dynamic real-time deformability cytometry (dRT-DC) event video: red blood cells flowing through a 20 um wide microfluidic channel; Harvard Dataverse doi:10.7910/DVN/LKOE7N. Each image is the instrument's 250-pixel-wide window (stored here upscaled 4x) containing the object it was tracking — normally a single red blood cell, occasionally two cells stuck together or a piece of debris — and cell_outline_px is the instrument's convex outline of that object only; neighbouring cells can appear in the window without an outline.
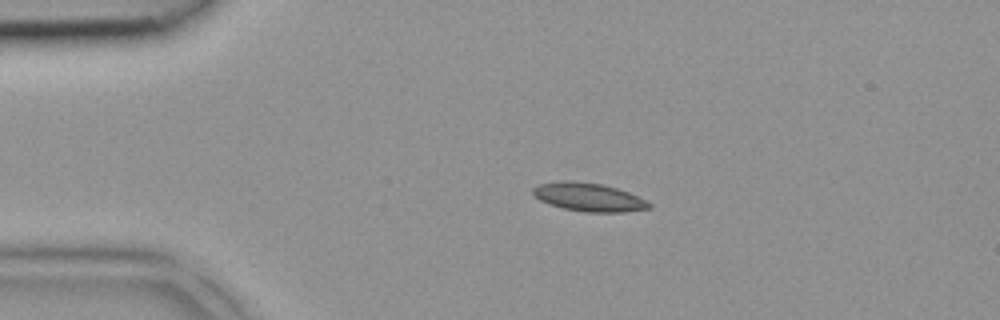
{"species": "common noctule bat (a hibernating species)", "species_latin": "Nyctalus noctula", "temperature_condition": "room temperature", "stored_images_in_passage": 4, "segment_of_instrument_passage": [1, 2], "camera_frame_rate_fps": 3000, "um_per_image_px": 0.085, "animal": {"sex": "female", "body_mass_g": 18.4}, "frame": {"image": 1, "passage_image": 2, "time_ms": 0.333, "image_size_px": [1000, 320], "cell_outline_px": [[652, 208], [624, 212], [584, 212], [564, 208], [548, 204], [540, 200], [532, 192], [532, 188], [540, 184], [564, 180], [572, 180], [600, 184], [616, 188], [628, 192], [652, 204]], "centroid_in_image_um": [50.03, 16.76], "position_along_channel_um": 35.0, "area_um2": 19.07}}